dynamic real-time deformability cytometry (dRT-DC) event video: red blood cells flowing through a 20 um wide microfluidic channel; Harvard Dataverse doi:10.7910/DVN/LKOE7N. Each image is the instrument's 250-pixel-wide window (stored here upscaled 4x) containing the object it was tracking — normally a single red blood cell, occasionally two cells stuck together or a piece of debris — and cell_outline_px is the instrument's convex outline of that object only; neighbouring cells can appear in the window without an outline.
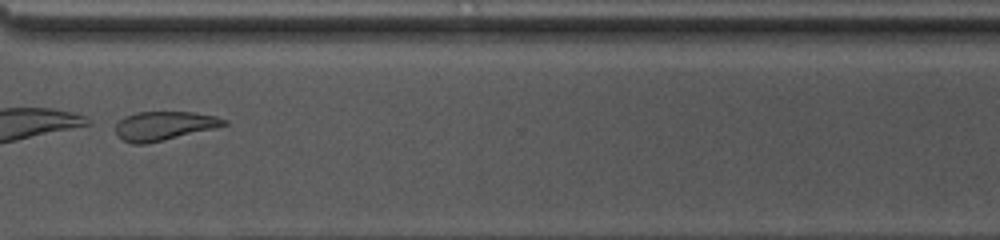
{"species": "common noctule bat (a hibernating species)", "species_latin": "Nyctalus noctula", "temperature_condition": "warm", "stored_images_in_passage": 35, "camera_frame_rate_fps": 3000, "um_per_image_px": 0.085, "animal": {"sex": "female", "body_mass_g": 10.0, "forearm_length_mm": 53.1}, "frame": {"image": 1, "passage_image": 25, "time_ms": 8.0, "image_size_px": [1000, 240], "cell_outline_px": [[228, 124], [216, 128], [148, 144], [132, 144], [124, 140], [116, 132], [116, 124], [124, 116], [136, 112], [192, 112], [216, 116], [228, 120]], "centroid_in_image_um": [13.97, 10.69], "position_along_channel_um": 356.6, "area_um2": 18.32}, "authors_computed_cell_mechanics": {"area_um2": 19.1318, "velocity_mm_per_s": 4.2433, "shape_relaxation_time_tau1_ms": 2.1827, "shape_relaxation_time_tau2_ms": null, "deformation_change_tau1": 0.0955, "deformation_change_tau2": null}}